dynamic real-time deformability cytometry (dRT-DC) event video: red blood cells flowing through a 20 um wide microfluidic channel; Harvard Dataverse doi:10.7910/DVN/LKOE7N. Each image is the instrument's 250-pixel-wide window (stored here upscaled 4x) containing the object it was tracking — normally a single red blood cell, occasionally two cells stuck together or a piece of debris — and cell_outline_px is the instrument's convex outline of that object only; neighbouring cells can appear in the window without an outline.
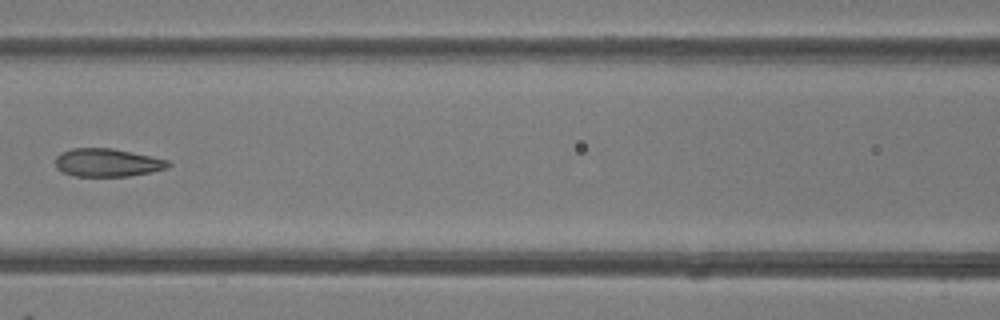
{"species": "common noctule bat (a hibernating species)", "species_latin": "Nyctalus noctula", "temperature_condition": "room temperature", "stored_images_in_passage": 5, "camera_frame_rate_fps": 3000, "um_per_image_px": 0.085, "animal": {"sex": "female"}, "frame": {"image": 1, "passage_image": 5, "time_ms": 5.333, "image_size_px": [1000, 320], "cell_outline_px": [[172, 164], [168, 168], [152, 172], [128, 176], [72, 176], [56, 168], [56, 156], [60, 152], [72, 148], [112, 148], [168, 160]], "centroid_in_image_um": [9.12, 13.82], "position_along_channel_um": 157.5, "area_um2": 18.5}}